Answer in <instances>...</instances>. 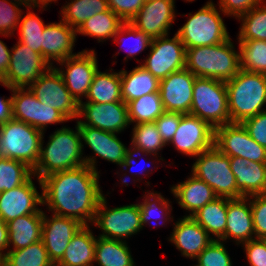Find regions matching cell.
Instances as JSON below:
<instances>
[{
    "mask_svg": "<svg viewBox=\"0 0 266 266\" xmlns=\"http://www.w3.org/2000/svg\"><path fill=\"white\" fill-rule=\"evenodd\" d=\"M99 178V172L86 164L52 173L41 180L37 178L42 189L43 205L55 215L92 226L99 201L104 195Z\"/></svg>",
    "mask_w": 266,
    "mask_h": 266,
    "instance_id": "cell-1",
    "label": "cell"
},
{
    "mask_svg": "<svg viewBox=\"0 0 266 266\" xmlns=\"http://www.w3.org/2000/svg\"><path fill=\"white\" fill-rule=\"evenodd\" d=\"M75 131L62 127L49 136L45 147L44 133L41 140L40 157L33 169V177L39 180L55 172L70 170L85 165L84 144L81 141L78 125Z\"/></svg>",
    "mask_w": 266,
    "mask_h": 266,
    "instance_id": "cell-2",
    "label": "cell"
},
{
    "mask_svg": "<svg viewBox=\"0 0 266 266\" xmlns=\"http://www.w3.org/2000/svg\"><path fill=\"white\" fill-rule=\"evenodd\" d=\"M235 49L231 38L216 45L186 49L185 68L196 77L226 82L241 69L239 50Z\"/></svg>",
    "mask_w": 266,
    "mask_h": 266,
    "instance_id": "cell-3",
    "label": "cell"
},
{
    "mask_svg": "<svg viewBox=\"0 0 266 266\" xmlns=\"http://www.w3.org/2000/svg\"><path fill=\"white\" fill-rule=\"evenodd\" d=\"M225 84L230 123H242L266 110V74L240 69Z\"/></svg>",
    "mask_w": 266,
    "mask_h": 266,
    "instance_id": "cell-4",
    "label": "cell"
},
{
    "mask_svg": "<svg viewBox=\"0 0 266 266\" xmlns=\"http://www.w3.org/2000/svg\"><path fill=\"white\" fill-rule=\"evenodd\" d=\"M219 12L210 0L194 14H188L187 22L176 32L185 49L216 45L230 38Z\"/></svg>",
    "mask_w": 266,
    "mask_h": 266,
    "instance_id": "cell-5",
    "label": "cell"
},
{
    "mask_svg": "<svg viewBox=\"0 0 266 266\" xmlns=\"http://www.w3.org/2000/svg\"><path fill=\"white\" fill-rule=\"evenodd\" d=\"M190 114L207 122L213 129L230 123L225 81L196 77Z\"/></svg>",
    "mask_w": 266,
    "mask_h": 266,
    "instance_id": "cell-6",
    "label": "cell"
},
{
    "mask_svg": "<svg viewBox=\"0 0 266 266\" xmlns=\"http://www.w3.org/2000/svg\"><path fill=\"white\" fill-rule=\"evenodd\" d=\"M43 132L15 119L0 125V157L18 160L34 169L40 157Z\"/></svg>",
    "mask_w": 266,
    "mask_h": 266,
    "instance_id": "cell-7",
    "label": "cell"
},
{
    "mask_svg": "<svg viewBox=\"0 0 266 266\" xmlns=\"http://www.w3.org/2000/svg\"><path fill=\"white\" fill-rule=\"evenodd\" d=\"M192 174L208 184L217 197L242 198L236 186L235 176L230 168V157L214 145L196 156Z\"/></svg>",
    "mask_w": 266,
    "mask_h": 266,
    "instance_id": "cell-8",
    "label": "cell"
},
{
    "mask_svg": "<svg viewBox=\"0 0 266 266\" xmlns=\"http://www.w3.org/2000/svg\"><path fill=\"white\" fill-rule=\"evenodd\" d=\"M102 234L99 237L126 241L142 230L138 203L108 208L105 196L100 199L93 221Z\"/></svg>",
    "mask_w": 266,
    "mask_h": 266,
    "instance_id": "cell-9",
    "label": "cell"
},
{
    "mask_svg": "<svg viewBox=\"0 0 266 266\" xmlns=\"http://www.w3.org/2000/svg\"><path fill=\"white\" fill-rule=\"evenodd\" d=\"M49 68L41 54L18 41L11 48L8 71L0 80V85L12 89L29 88Z\"/></svg>",
    "mask_w": 266,
    "mask_h": 266,
    "instance_id": "cell-10",
    "label": "cell"
},
{
    "mask_svg": "<svg viewBox=\"0 0 266 266\" xmlns=\"http://www.w3.org/2000/svg\"><path fill=\"white\" fill-rule=\"evenodd\" d=\"M149 49L141 66L159 80L185 68L186 49L176 33L171 39L168 35L152 39Z\"/></svg>",
    "mask_w": 266,
    "mask_h": 266,
    "instance_id": "cell-11",
    "label": "cell"
},
{
    "mask_svg": "<svg viewBox=\"0 0 266 266\" xmlns=\"http://www.w3.org/2000/svg\"><path fill=\"white\" fill-rule=\"evenodd\" d=\"M214 146L229 157L266 163V148L253 140L241 123H229L215 128Z\"/></svg>",
    "mask_w": 266,
    "mask_h": 266,
    "instance_id": "cell-12",
    "label": "cell"
},
{
    "mask_svg": "<svg viewBox=\"0 0 266 266\" xmlns=\"http://www.w3.org/2000/svg\"><path fill=\"white\" fill-rule=\"evenodd\" d=\"M95 50H83L77 55L68 57L59 63L63 68L53 66L61 75L66 88L80 104L86 97L93 78L98 70V60Z\"/></svg>",
    "mask_w": 266,
    "mask_h": 266,
    "instance_id": "cell-13",
    "label": "cell"
},
{
    "mask_svg": "<svg viewBox=\"0 0 266 266\" xmlns=\"http://www.w3.org/2000/svg\"><path fill=\"white\" fill-rule=\"evenodd\" d=\"M29 89L42 104L57 109L68 120L78 119L80 104L68 91L54 67H50Z\"/></svg>",
    "mask_w": 266,
    "mask_h": 266,
    "instance_id": "cell-14",
    "label": "cell"
},
{
    "mask_svg": "<svg viewBox=\"0 0 266 266\" xmlns=\"http://www.w3.org/2000/svg\"><path fill=\"white\" fill-rule=\"evenodd\" d=\"M81 141L93 151L94 156H84L85 164L98 172L96 156L122 166L126 153L130 150L117 137V134L107 132L88 125H83L77 120ZM96 155V156H95Z\"/></svg>",
    "mask_w": 266,
    "mask_h": 266,
    "instance_id": "cell-15",
    "label": "cell"
},
{
    "mask_svg": "<svg viewBox=\"0 0 266 266\" xmlns=\"http://www.w3.org/2000/svg\"><path fill=\"white\" fill-rule=\"evenodd\" d=\"M171 143L181 154L196 157L214 145V129L197 116L183 114Z\"/></svg>",
    "mask_w": 266,
    "mask_h": 266,
    "instance_id": "cell-16",
    "label": "cell"
},
{
    "mask_svg": "<svg viewBox=\"0 0 266 266\" xmlns=\"http://www.w3.org/2000/svg\"><path fill=\"white\" fill-rule=\"evenodd\" d=\"M80 122L107 132L119 134L130 124L127 104L124 101L97 104L94 102H81L79 105Z\"/></svg>",
    "mask_w": 266,
    "mask_h": 266,
    "instance_id": "cell-17",
    "label": "cell"
},
{
    "mask_svg": "<svg viewBox=\"0 0 266 266\" xmlns=\"http://www.w3.org/2000/svg\"><path fill=\"white\" fill-rule=\"evenodd\" d=\"M195 78L184 68L160 80L159 92L166 112L190 114Z\"/></svg>",
    "mask_w": 266,
    "mask_h": 266,
    "instance_id": "cell-18",
    "label": "cell"
},
{
    "mask_svg": "<svg viewBox=\"0 0 266 266\" xmlns=\"http://www.w3.org/2000/svg\"><path fill=\"white\" fill-rule=\"evenodd\" d=\"M174 0H153L145 2L130 23L151 39L169 35L175 21Z\"/></svg>",
    "mask_w": 266,
    "mask_h": 266,
    "instance_id": "cell-19",
    "label": "cell"
},
{
    "mask_svg": "<svg viewBox=\"0 0 266 266\" xmlns=\"http://www.w3.org/2000/svg\"><path fill=\"white\" fill-rule=\"evenodd\" d=\"M32 178L9 191L0 192V218L5 223L24 215L43 213L38 208L43 205L42 191L39 194Z\"/></svg>",
    "mask_w": 266,
    "mask_h": 266,
    "instance_id": "cell-20",
    "label": "cell"
},
{
    "mask_svg": "<svg viewBox=\"0 0 266 266\" xmlns=\"http://www.w3.org/2000/svg\"><path fill=\"white\" fill-rule=\"evenodd\" d=\"M83 226L78 220L53 214L49 218L43 211L41 240L52 262H59L73 236Z\"/></svg>",
    "mask_w": 266,
    "mask_h": 266,
    "instance_id": "cell-21",
    "label": "cell"
},
{
    "mask_svg": "<svg viewBox=\"0 0 266 266\" xmlns=\"http://www.w3.org/2000/svg\"><path fill=\"white\" fill-rule=\"evenodd\" d=\"M76 37V30L62 19L58 23L52 22L45 26L42 34V57L50 67L54 66V61L59 63L77 55L73 53Z\"/></svg>",
    "mask_w": 266,
    "mask_h": 266,
    "instance_id": "cell-22",
    "label": "cell"
},
{
    "mask_svg": "<svg viewBox=\"0 0 266 266\" xmlns=\"http://www.w3.org/2000/svg\"><path fill=\"white\" fill-rule=\"evenodd\" d=\"M174 223L168 241L186 258L195 259L214 240L192 217L184 215Z\"/></svg>",
    "mask_w": 266,
    "mask_h": 266,
    "instance_id": "cell-23",
    "label": "cell"
},
{
    "mask_svg": "<svg viewBox=\"0 0 266 266\" xmlns=\"http://www.w3.org/2000/svg\"><path fill=\"white\" fill-rule=\"evenodd\" d=\"M228 238L233 239L236 245L255 239L250 196L228 198L227 224L225 233L219 240L225 242Z\"/></svg>",
    "mask_w": 266,
    "mask_h": 266,
    "instance_id": "cell-24",
    "label": "cell"
},
{
    "mask_svg": "<svg viewBox=\"0 0 266 266\" xmlns=\"http://www.w3.org/2000/svg\"><path fill=\"white\" fill-rule=\"evenodd\" d=\"M230 168L235 176L236 186L243 197L263 194L266 183V163L230 157Z\"/></svg>",
    "mask_w": 266,
    "mask_h": 266,
    "instance_id": "cell-25",
    "label": "cell"
},
{
    "mask_svg": "<svg viewBox=\"0 0 266 266\" xmlns=\"http://www.w3.org/2000/svg\"><path fill=\"white\" fill-rule=\"evenodd\" d=\"M179 206L189 211L191 217L201 207L213 201L217 196L213 189L191 173L186 181L179 182L170 188Z\"/></svg>",
    "mask_w": 266,
    "mask_h": 266,
    "instance_id": "cell-26",
    "label": "cell"
},
{
    "mask_svg": "<svg viewBox=\"0 0 266 266\" xmlns=\"http://www.w3.org/2000/svg\"><path fill=\"white\" fill-rule=\"evenodd\" d=\"M43 213L28 214L7 224L8 251L25 248L41 240ZM12 245V249H10Z\"/></svg>",
    "mask_w": 266,
    "mask_h": 266,
    "instance_id": "cell-27",
    "label": "cell"
},
{
    "mask_svg": "<svg viewBox=\"0 0 266 266\" xmlns=\"http://www.w3.org/2000/svg\"><path fill=\"white\" fill-rule=\"evenodd\" d=\"M96 237L90 225H83L70 240L59 262L66 266H94Z\"/></svg>",
    "mask_w": 266,
    "mask_h": 266,
    "instance_id": "cell-28",
    "label": "cell"
},
{
    "mask_svg": "<svg viewBox=\"0 0 266 266\" xmlns=\"http://www.w3.org/2000/svg\"><path fill=\"white\" fill-rule=\"evenodd\" d=\"M120 76L122 100L126 104L144 95L159 92L160 80L140 64L129 73L127 70H120Z\"/></svg>",
    "mask_w": 266,
    "mask_h": 266,
    "instance_id": "cell-29",
    "label": "cell"
},
{
    "mask_svg": "<svg viewBox=\"0 0 266 266\" xmlns=\"http://www.w3.org/2000/svg\"><path fill=\"white\" fill-rule=\"evenodd\" d=\"M228 198L216 197L213 201L201 207L191 217L210 235L214 240H219L225 233L227 224ZM217 237V238H216Z\"/></svg>",
    "mask_w": 266,
    "mask_h": 266,
    "instance_id": "cell-30",
    "label": "cell"
},
{
    "mask_svg": "<svg viewBox=\"0 0 266 266\" xmlns=\"http://www.w3.org/2000/svg\"><path fill=\"white\" fill-rule=\"evenodd\" d=\"M112 71V68L105 72L97 70L85 97L88 99H86V102L102 104L123 101L120 71L118 73Z\"/></svg>",
    "mask_w": 266,
    "mask_h": 266,
    "instance_id": "cell-31",
    "label": "cell"
},
{
    "mask_svg": "<svg viewBox=\"0 0 266 266\" xmlns=\"http://www.w3.org/2000/svg\"><path fill=\"white\" fill-rule=\"evenodd\" d=\"M94 263L99 266H135L126 241L96 238Z\"/></svg>",
    "mask_w": 266,
    "mask_h": 266,
    "instance_id": "cell-32",
    "label": "cell"
},
{
    "mask_svg": "<svg viewBox=\"0 0 266 266\" xmlns=\"http://www.w3.org/2000/svg\"><path fill=\"white\" fill-rule=\"evenodd\" d=\"M63 5L61 19L76 31L90 17L109 10L108 0H70Z\"/></svg>",
    "mask_w": 266,
    "mask_h": 266,
    "instance_id": "cell-33",
    "label": "cell"
},
{
    "mask_svg": "<svg viewBox=\"0 0 266 266\" xmlns=\"http://www.w3.org/2000/svg\"><path fill=\"white\" fill-rule=\"evenodd\" d=\"M125 22L111 9L88 18L77 34L97 38L98 43L114 37Z\"/></svg>",
    "mask_w": 266,
    "mask_h": 266,
    "instance_id": "cell-34",
    "label": "cell"
},
{
    "mask_svg": "<svg viewBox=\"0 0 266 266\" xmlns=\"http://www.w3.org/2000/svg\"><path fill=\"white\" fill-rule=\"evenodd\" d=\"M130 124L155 122L164 112L160 92H153L127 103Z\"/></svg>",
    "mask_w": 266,
    "mask_h": 266,
    "instance_id": "cell-35",
    "label": "cell"
},
{
    "mask_svg": "<svg viewBox=\"0 0 266 266\" xmlns=\"http://www.w3.org/2000/svg\"><path fill=\"white\" fill-rule=\"evenodd\" d=\"M0 262L2 266H49L52 263L42 240L6 252Z\"/></svg>",
    "mask_w": 266,
    "mask_h": 266,
    "instance_id": "cell-36",
    "label": "cell"
},
{
    "mask_svg": "<svg viewBox=\"0 0 266 266\" xmlns=\"http://www.w3.org/2000/svg\"><path fill=\"white\" fill-rule=\"evenodd\" d=\"M131 150L141 152V155H158L159 150L166 146L160 136L155 122L139 123L132 128Z\"/></svg>",
    "mask_w": 266,
    "mask_h": 266,
    "instance_id": "cell-37",
    "label": "cell"
},
{
    "mask_svg": "<svg viewBox=\"0 0 266 266\" xmlns=\"http://www.w3.org/2000/svg\"><path fill=\"white\" fill-rule=\"evenodd\" d=\"M145 198V199H144ZM143 198V202H139L138 205L140 207V217H141V225L142 227L145 225H149V222H155L158 220L157 223H159V219H163L161 222H169L173 221L171 220L172 218L174 219L173 216L170 217V213L172 211V206L169 202V200L164 198V196L161 193H157L154 191H148L147 190V195L145 194ZM156 220L154 221V219ZM159 218V219H158ZM151 223L154 225V223ZM156 223V225H158ZM161 223V225H163ZM160 224V223H159ZM155 226V225H154Z\"/></svg>",
    "mask_w": 266,
    "mask_h": 266,
    "instance_id": "cell-38",
    "label": "cell"
},
{
    "mask_svg": "<svg viewBox=\"0 0 266 266\" xmlns=\"http://www.w3.org/2000/svg\"><path fill=\"white\" fill-rule=\"evenodd\" d=\"M240 68L266 74V41L238 40Z\"/></svg>",
    "mask_w": 266,
    "mask_h": 266,
    "instance_id": "cell-39",
    "label": "cell"
},
{
    "mask_svg": "<svg viewBox=\"0 0 266 266\" xmlns=\"http://www.w3.org/2000/svg\"><path fill=\"white\" fill-rule=\"evenodd\" d=\"M238 40H265L266 41V2H262L249 12L241 15Z\"/></svg>",
    "mask_w": 266,
    "mask_h": 266,
    "instance_id": "cell-40",
    "label": "cell"
},
{
    "mask_svg": "<svg viewBox=\"0 0 266 266\" xmlns=\"http://www.w3.org/2000/svg\"><path fill=\"white\" fill-rule=\"evenodd\" d=\"M33 175V169L25 163L0 157V192L9 191L26 183Z\"/></svg>",
    "mask_w": 266,
    "mask_h": 266,
    "instance_id": "cell-41",
    "label": "cell"
},
{
    "mask_svg": "<svg viewBox=\"0 0 266 266\" xmlns=\"http://www.w3.org/2000/svg\"><path fill=\"white\" fill-rule=\"evenodd\" d=\"M26 12L24 17L22 13L18 24L19 41L42 55V34L46 24L33 10L32 12L26 10Z\"/></svg>",
    "mask_w": 266,
    "mask_h": 266,
    "instance_id": "cell-42",
    "label": "cell"
},
{
    "mask_svg": "<svg viewBox=\"0 0 266 266\" xmlns=\"http://www.w3.org/2000/svg\"><path fill=\"white\" fill-rule=\"evenodd\" d=\"M12 92L13 119L36 128L37 97L29 88H9Z\"/></svg>",
    "mask_w": 266,
    "mask_h": 266,
    "instance_id": "cell-43",
    "label": "cell"
},
{
    "mask_svg": "<svg viewBox=\"0 0 266 266\" xmlns=\"http://www.w3.org/2000/svg\"><path fill=\"white\" fill-rule=\"evenodd\" d=\"M126 35V36H124ZM122 36L125 38H123L125 41L127 39V44L124 40H121ZM129 37V38H128ZM120 38V40H119ZM133 39V43L131 46L128 45L130 42V40ZM129 39V40H128ZM114 42H116L118 45L122 44V45H128V47H126L125 49L127 50V56H125V61L128 60L127 58H134L138 53L140 54L141 51L146 50V48L148 49V47H150L151 41L152 39L147 36L145 33H143L142 31H139L138 29H136L130 22H125L120 29L116 32V34L113 37ZM120 42H119V41ZM122 41V42H121ZM124 43V44H123ZM121 45V46H122ZM122 49V47H121Z\"/></svg>",
    "mask_w": 266,
    "mask_h": 266,
    "instance_id": "cell-44",
    "label": "cell"
},
{
    "mask_svg": "<svg viewBox=\"0 0 266 266\" xmlns=\"http://www.w3.org/2000/svg\"><path fill=\"white\" fill-rule=\"evenodd\" d=\"M196 266H232L223 241L213 240L196 258Z\"/></svg>",
    "mask_w": 266,
    "mask_h": 266,
    "instance_id": "cell-45",
    "label": "cell"
},
{
    "mask_svg": "<svg viewBox=\"0 0 266 266\" xmlns=\"http://www.w3.org/2000/svg\"><path fill=\"white\" fill-rule=\"evenodd\" d=\"M20 5L10 0H0V35L4 37L14 35L18 28L22 13Z\"/></svg>",
    "mask_w": 266,
    "mask_h": 266,
    "instance_id": "cell-46",
    "label": "cell"
},
{
    "mask_svg": "<svg viewBox=\"0 0 266 266\" xmlns=\"http://www.w3.org/2000/svg\"><path fill=\"white\" fill-rule=\"evenodd\" d=\"M255 239H266V196H250Z\"/></svg>",
    "mask_w": 266,
    "mask_h": 266,
    "instance_id": "cell-47",
    "label": "cell"
},
{
    "mask_svg": "<svg viewBox=\"0 0 266 266\" xmlns=\"http://www.w3.org/2000/svg\"><path fill=\"white\" fill-rule=\"evenodd\" d=\"M69 120L57 109L42 104L37 98V111H36V128L43 133L48 124H57L68 122Z\"/></svg>",
    "mask_w": 266,
    "mask_h": 266,
    "instance_id": "cell-48",
    "label": "cell"
},
{
    "mask_svg": "<svg viewBox=\"0 0 266 266\" xmlns=\"http://www.w3.org/2000/svg\"><path fill=\"white\" fill-rule=\"evenodd\" d=\"M181 113L175 112H164L156 121L158 132L162 137L166 145H168L173 136L175 135L179 126L180 119L182 118Z\"/></svg>",
    "mask_w": 266,
    "mask_h": 266,
    "instance_id": "cell-49",
    "label": "cell"
},
{
    "mask_svg": "<svg viewBox=\"0 0 266 266\" xmlns=\"http://www.w3.org/2000/svg\"><path fill=\"white\" fill-rule=\"evenodd\" d=\"M241 124L253 140L266 148V110L244 120Z\"/></svg>",
    "mask_w": 266,
    "mask_h": 266,
    "instance_id": "cell-50",
    "label": "cell"
},
{
    "mask_svg": "<svg viewBox=\"0 0 266 266\" xmlns=\"http://www.w3.org/2000/svg\"><path fill=\"white\" fill-rule=\"evenodd\" d=\"M265 0H219V9L224 15L239 18Z\"/></svg>",
    "mask_w": 266,
    "mask_h": 266,
    "instance_id": "cell-51",
    "label": "cell"
},
{
    "mask_svg": "<svg viewBox=\"0 0 266 266\" xmlns=\"http://www.w3.org/2000/svg\"><path fill=\"white\" fill-rule=\"evenodd\" d=\"M144 3V0H108L109 8L124 22H130Z\"/></svg>",
    "mask_w": 266,
    "mask_h": 266,
    "instance_id": "cell-52",
    "label": "cell"
},
{
    "mask_svg": "<svg viewBox=\"0 0 266 266\" xmlns=\"http://www.w3.org/2000/svg\"><path fill=\"white\" fill-rule=\"evenodd\" d=\"M242 245L250 266H266V239H253Z\"/></svg>",
    "mask_w": 266,
    "mask_h": 266,
    "instance_id": "cell-53",
    "label": "cell"
},
{
    "mask_svg": "<svg viewBox=\"0 0 266 266\" xmlns=\"http://www.w3.org/2000/svg\"><path fill=\"white\" fill-rule=\"evenodd\" d=\"M13 119L12 94L7 99L0 97V125Z\"/></svg>",
    "mask_w": 266,
    "mask_h": 266,
    "instance_id": "cell-54",
    "label": "cell"
},
{
    "mask_svg": "<svg viewBox=\"0 0 266 266\" xmlns=\"http://www.w3.org/2000/svg\"><path fill=\"white\" fill-rule=\"evenodd\" d=\"M11 58V50L3 41L0 40V80L8 71L9 61Z\"/></svg>",
    "mask_w": 266,
    "mask_h": 266,
    "instance_id": "cell-55",
    "label": "cell"
},
{
    "mask_svg": "<svg viewBox=\"0 0 266 266\" xmlns=\"http://www.w3.org/2000/svg\"><path fill=\"white\" fill-rule=\"evenodd\" d=\"M141 154V152H139V151H136V150H129L127 153H126V156H125V159H124V162H123V164H122V166H121V168H123V170L122 171H124V170H127V169H130V171L128 170V172H132V168H133V165H134V163H135V161H134V159H135V155H140ZM148 166V165H147ZM149 167V166H148ZM146 168L147 167H145L144 169H142L141 170V172L140 173H138V174H142V175H144L145 173L147 174L148 172H149V169H150V167H149V169H147L146 170ZM145 172V173H144Z\"/></svg>",
    "mask_w": 266,
    "mask_h": 266,
    "instance_id": "cell-56",
    "label": "cell"
},
{
    "mask_svg": "<svg viewBox=\"0 0 266 266\" xmlns=\"http://www.w3.org/2000/svg\"><path fill=\"white\" fill-rule=\"evenodd\" d=\"M4 250L8 252V229L7 224L0 218V259L5 255Z\"/></svg>",
    "mask_w": 266,
    "mask_h": 266,
    "instance_id": "cell-57",
    "label": "cell"
},
{
    "mask_svg": "<svg viewBox=\"0 0 266 266\" xmlns=\"http://www.w3.org/2000/svg\"><path fill=\"white\" fill-rule=\"evenodd\" d=\"M14 1V2H13ZM12 3L18 4L20 6L23 5V7L27 8V10L30 9H35L37 7V9L40 7L42 9L45 10V8H47V5H39L36 0H11Z\"/></svg>",
    "mask_w": 266,
    "mask_h": 266,
    "instance_id": "cell-58",
    "label": "cell"
},
{
    "mask_svg": "<svg viewBox=\"0 0 266 266\" xmlns=\"http://www.w3.org/2000/svg\"><path fill=\"white\" fill-rule=\"evenodd\" d=\"M52 1L54 2H57L58 0H36V2L39 4V5H49L52 4Z\"/></svg>",
    "mask_w": 266,
    "mask_h": 266,
    "instance_id": "cell-59",
    "label": "cell"
},
{
    "mask_svg": "<svg viewBox=\"0 0 266 266\" xmlns=\"http://www.w3.org/2000/svg\"><path fill=\"white\" fill-rule=\"evenodd\" d=\"M49 266H66L60 262H52Z\"/></svg>",
    "mask_w": 266,
    "mask_h": 266,
    "instance_id": "cell-60",
    "label": "cell"
},
{
    "mask_svg": "<svg viewBox=\"0 0 266 266\" xmlns=\"http://www.w3.org/2000/svg\"><path fill=\"white\" fill-rule=\"evenodd\" d=\"M262 195H265L266 196V183H265V186H264L263 194Z\"/></svg>",
    "mask_w": 266,
    "mask_h": 266,
    "instance_id": "cell-61",
    "label": "cell"
}]
</instances>
